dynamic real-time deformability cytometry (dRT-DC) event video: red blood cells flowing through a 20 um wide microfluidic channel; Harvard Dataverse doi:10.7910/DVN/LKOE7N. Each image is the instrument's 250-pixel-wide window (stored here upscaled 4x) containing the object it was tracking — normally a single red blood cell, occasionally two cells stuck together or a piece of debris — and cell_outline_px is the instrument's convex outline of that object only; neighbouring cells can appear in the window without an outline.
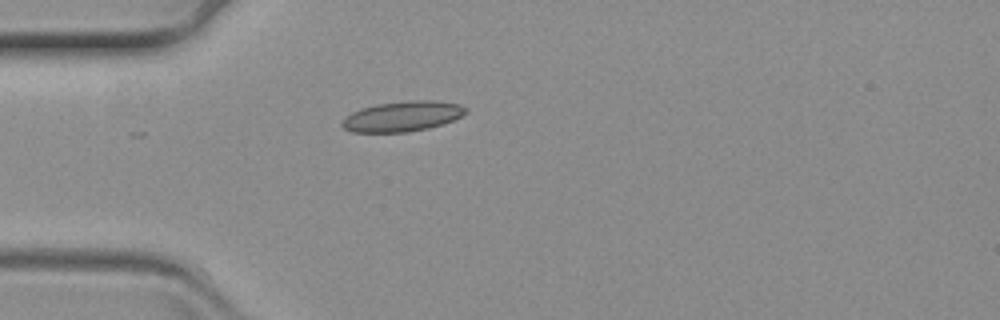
{"species": "common noctule bat (a hibernating species)", "species_latin": "Nyctalus noctula", "temperature_condition": "warm", "stored_images_in_passage": 24, "camera_frame_rate_fps": 3000, "um_per_image_px": 0.085, "animal": {"sex": "female", "body_mass_g": 19.3, "forearm_length_mm": 54.1}, "frame": {"image": 1, "passage_image": 1, "time_ms": 0.0, "image_size_px": [1000, 320], "cell_outline_px": [[468, 112], [444, 124], [428, 128], [408, 132], [352, 132], [344, 128], [340, 124], [352, 112], [360, 108], [376, 104], [412, 100], [436, 100], [460, 104], [468, 108]], "centroid_in_image_um": [34.24, 9.88], "position_along_channel_um": 50.8, "area_um2": 21.85}}
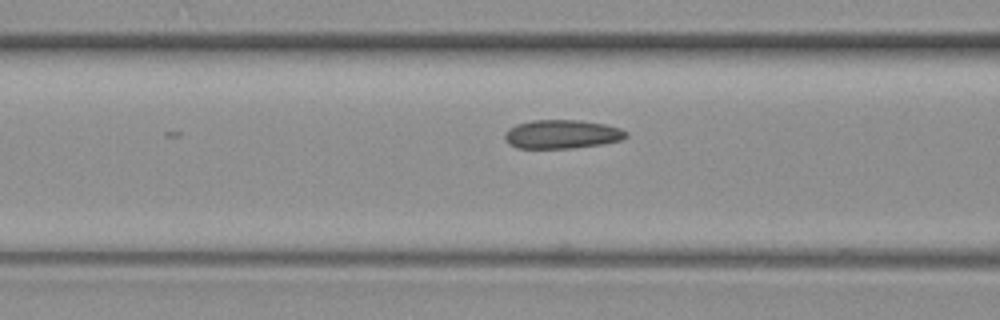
{"frame": {"image": 2, "passage_image": 8, "time_ms": 2.333, "image_size_px": [1000, 320], "cell_outline_px": [[628, 136], [620, 140], [604, 144], [572, 148], [516, 148], [508, 144], [504, 140], [504, 132], [508, 128], [516, 124], [532, 120], [576, 120], [604, 124], [620, 128], [628, 132]], "centroid_in_image_um": [47.72, 11.41], "position_along_channel_um": 118.9, "area_um2": 20.52}}
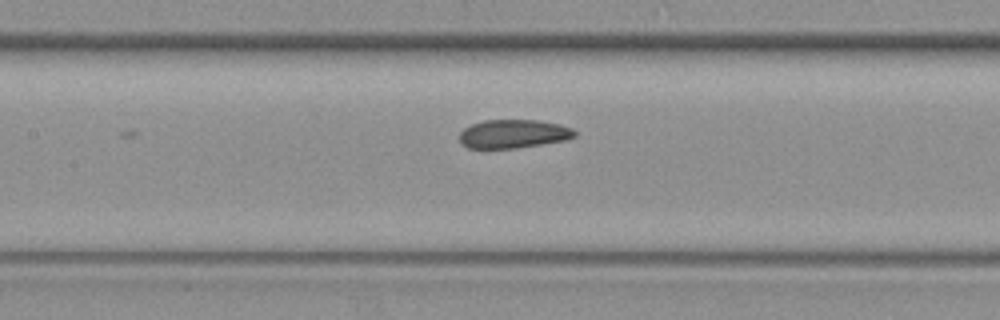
{"frame": {"image": 3, "passage_image": 12, "time_ms": 3.667, "image_size_px": [1000, 320], "cell_outline_px": [[576, 136], [564, 140], [516, 148], [468, 148], [460, 144], [460, 132], [464, 128], [472, 124], [484, 120], [536, 120], [560, 124], [572, 128], [576, 132]], "centroid_in_image_um": [43.62, 11.37], "position_along_channel_um": 163.8, "area_um2": 19.13}}